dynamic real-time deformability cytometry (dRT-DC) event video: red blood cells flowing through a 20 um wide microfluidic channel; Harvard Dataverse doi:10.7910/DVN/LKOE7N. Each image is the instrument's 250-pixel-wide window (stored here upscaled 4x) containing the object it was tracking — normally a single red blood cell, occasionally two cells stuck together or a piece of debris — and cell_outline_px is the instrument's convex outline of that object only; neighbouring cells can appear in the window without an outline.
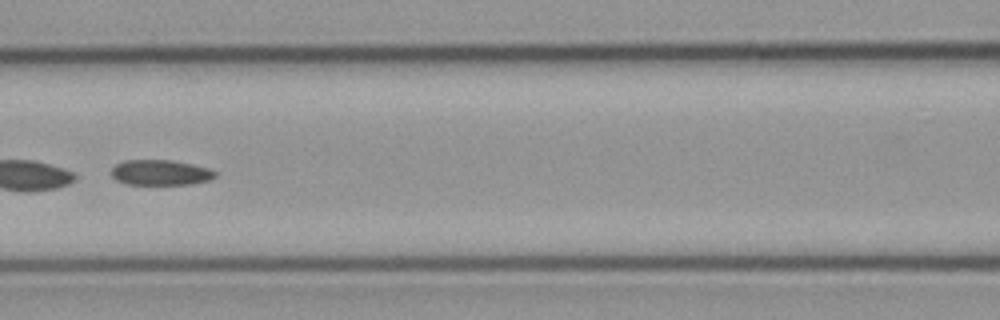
{"species": "common noctule bat (a hibernating species)", "species_latin": "Nyctalus noctula", "temperature_condition": "cold", "stored_images_in_passage": 43, "camera_frame_rate_fps": 3000, "um_per_image_px": 0.085, "animal": {"sex": "male", "body_mass_g": 23.1, "forearm_length_mm": 52.7}, "frame": {"image": 1, "passage_image": 13, "time_ms": 4.0, "image_size_px": [1000, 320], "cell_outline_px": [[216, 176], [208, 180], [192, 184], [124, 184], [116, 180], [112, 176], [112, 168], [116, 164], [124, 160], [172, 160], [192, 164], [208, 168], [216, 172]], "centroid_in_image_um": [13.62, 14.66], "position_along_channel_um": 153.0, "area_um2": 15.32}, "authors_computed_cell_mechanics": {"area_um2": 16.6464, "velocity_mm_per_s": 3.7407, "shape_relaxation_time_tau1_ms": null, "shape_relaxation_time_tau2_ms": 8.6826, "deformation_change_tau1": null, "deformation_change_tau2": 0.1534}}